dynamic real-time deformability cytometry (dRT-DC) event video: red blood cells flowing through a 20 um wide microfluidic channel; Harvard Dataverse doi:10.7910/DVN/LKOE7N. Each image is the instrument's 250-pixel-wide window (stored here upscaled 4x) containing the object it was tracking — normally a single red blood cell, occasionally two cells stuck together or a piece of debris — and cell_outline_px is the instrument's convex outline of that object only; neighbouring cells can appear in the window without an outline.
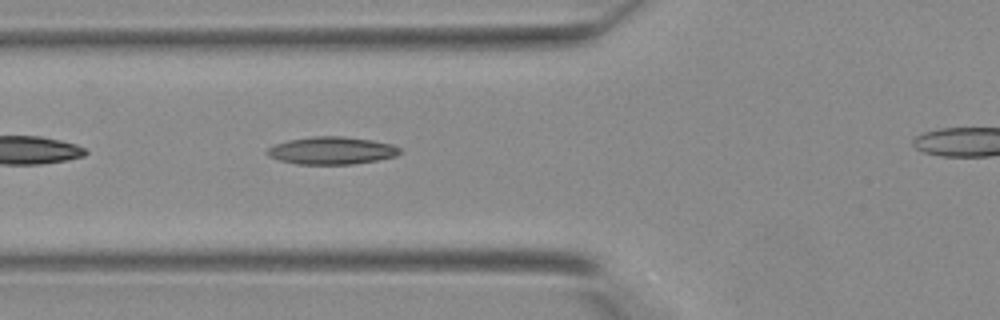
{"species": "Egyptian fruit bat (a non-hibernating species)", "species_latin": "Rousettus aegyptiacus", "temperature_condition": "warm", "stored_images_in_passage": 38, "segment_of_instrument_passage": [2, 2], "camera_frame_rate_fps": 3000, "um_per_image_px": 0.085, "animal": {"sex": "female"}, "frame": {"image": 1, "passage_image": 17, "time_ms": 5.333, "image_size_px": [1000, 320], "cell_outline_px": [[400, 152], [396, 156], [376, 160], [352, 164], [296, 164], [280, 160], [268, 156], [264, 152], [268, 148], [276, 144], [288, 140], [316, 136], [344, 136], [372, 140], [392, 144], [400, 148]], "centroid_in_image_um": [28.18, 12.79], "position_along_channel_um": 97.6, "area_um2": 21.21}}
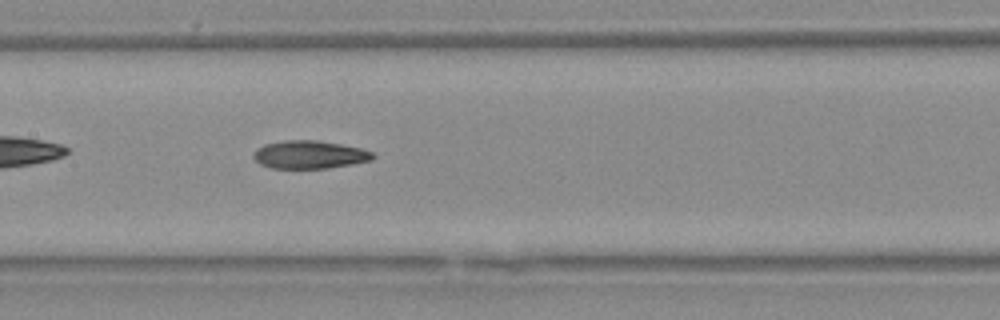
{"frame": {"image": 2, "passage_image": 22, "time_ms": 7.0, "image_size_px": [1000, 320], "cell_outline_px": [[376, 156], [372, 160], [352, 164], [328, 168], [272, 168], [260, 164], [252, 156], [256, 148], [264, 144], [284, 140], [316, 140], [340, 144], [360, 148], [372, 152]], "centroid_in_image_um": [26.3, 13.14], "position_along_channel_um": 181.1, "area_um2": 19.48}}
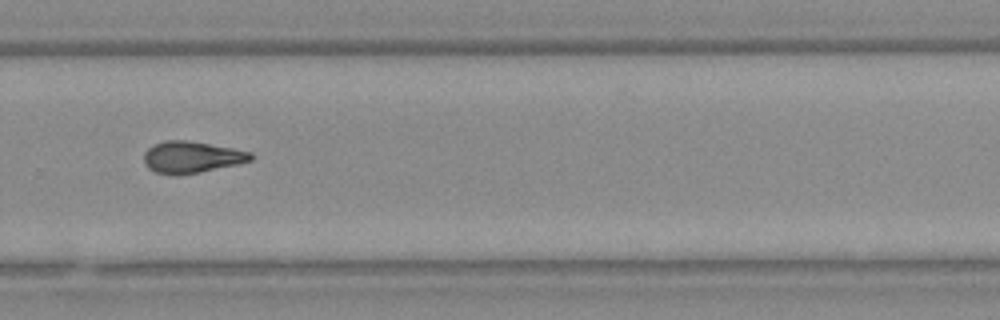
{"frame": {"image": 3, "passage_image": 30, "time_ms": 9.667, "image_size_px": [1000, 320], "cell_outline_px": [[252, 160], [236, 164], [200, 172], [176, 176], [156, 172], [148, 168], [144, 164], [144, 152], [148, 148], [156, 144], [168, 140], [188, 140], [232, 148], [252, 152]], "centroid_in_image_um": [16.26, 13.36], "position_along_channel_um": 313.5, "area_um2": 19.59}}